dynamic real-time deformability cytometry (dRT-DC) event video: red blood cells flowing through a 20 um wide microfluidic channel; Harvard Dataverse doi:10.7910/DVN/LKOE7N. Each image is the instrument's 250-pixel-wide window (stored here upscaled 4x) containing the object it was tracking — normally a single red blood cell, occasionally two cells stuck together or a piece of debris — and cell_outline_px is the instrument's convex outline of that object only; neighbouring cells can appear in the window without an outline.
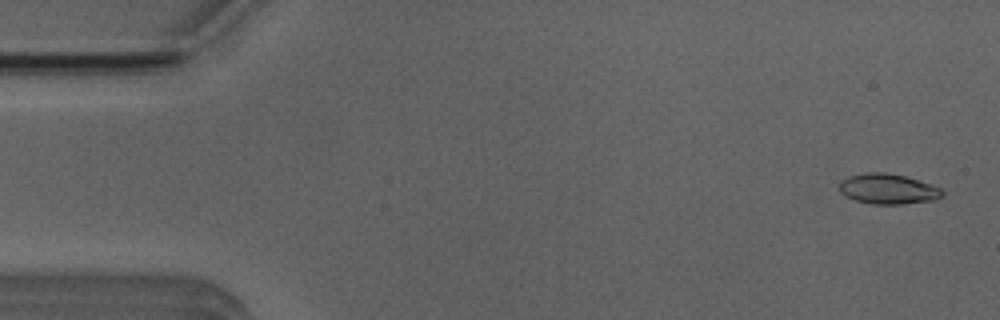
{"species": "Egyptian fruit bat (a non-hibernating species)", "species_latin": "Rousettus aegyptiacus", "temperature_condition": "room temperature", "stored_images_in_passage": 4, "camera_frame_rate_fps": 3000, "um_per_image_px": 0.085, "animal": {"sex": "male"}, "frame": {"image": 1, "passage_image": 1, "time_ms": 0.0, "image_size_px": [1000, 320], "cell_outline_px": [[944, 196], [936, 200], [904, 204], [872, 204], [856, 200], [844, 196], [840, 192], [840, 184], [848, 176], [864, 172], [884, 172], [904, 176], [944, 188]], "centroid_in_image_um": [75.53, 16.07], "position_along_channel_um": 9.5, "area_um2": 18.32}}
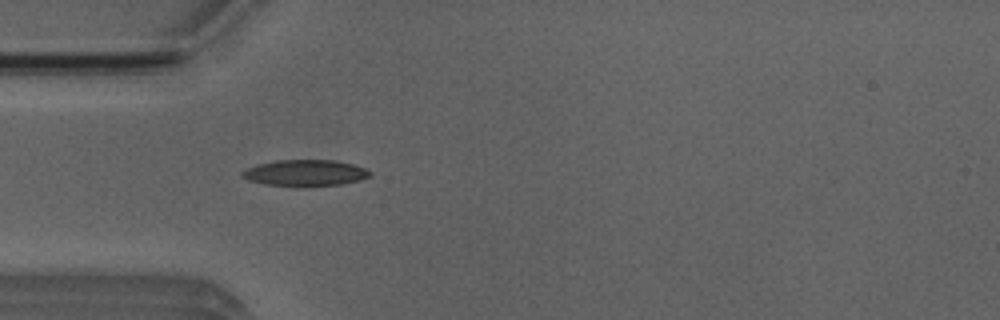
{"frame": {"image": 2, "passage_image": 4, "time_ms": 4.333, "image_size_px": [1000, 320], "cell_outline_px": [[372, 176], [360, 180], [340, 184], [264, 184], [248, 180], [240, 176], [240, 172], [256, 164], [276, 160], [336, 160], [352, 164], [364, 168], [372, 172]], "centroid_in_image_um": [25.93, 14.66], "position_along_channel_um": 59.1, "area_um2": 18.96}}